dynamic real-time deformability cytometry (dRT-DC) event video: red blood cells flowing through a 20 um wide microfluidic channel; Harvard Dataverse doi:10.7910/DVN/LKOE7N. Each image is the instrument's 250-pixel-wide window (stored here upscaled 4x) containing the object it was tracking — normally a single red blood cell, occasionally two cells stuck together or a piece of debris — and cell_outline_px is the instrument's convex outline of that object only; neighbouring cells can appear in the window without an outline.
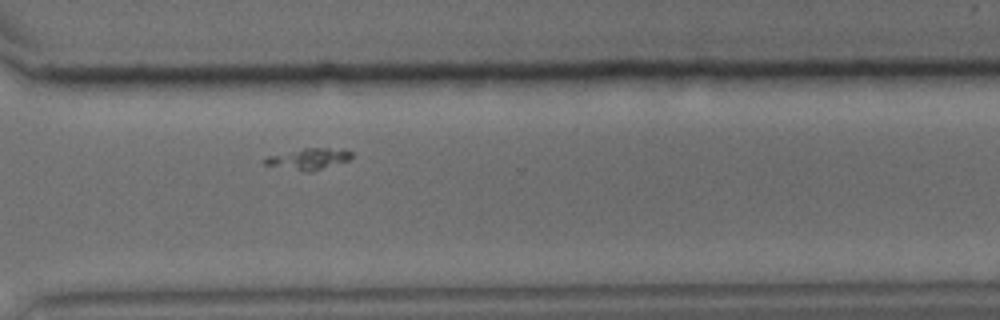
{"species": "common noctule bat (a hibernating species)", "species_latin": "Nyctalus noctula", "temperature_condition": "cold", "stored_images_in_passage": 40, "camera_frame_rate_fps": 3000, "um_per_image_px": 0.085, "animal": {"sex": "male", "body_mass_g": 15.6}, "frame": {"image": 1, "passage_image": 27, "time_ms": 8.667, "image_size_px": [1000, 320], "cell_outline_px": [[352, 156], [348, 160], [312, 172], [308, 172], [264, 164], [264, 160], [268, 156], [304, 148], [328, 148], [352, 152]], "centroid_in_image_um": [26.22, 13.51], "position_along_channel_um": 344.4, "area_um2": 10.35}}